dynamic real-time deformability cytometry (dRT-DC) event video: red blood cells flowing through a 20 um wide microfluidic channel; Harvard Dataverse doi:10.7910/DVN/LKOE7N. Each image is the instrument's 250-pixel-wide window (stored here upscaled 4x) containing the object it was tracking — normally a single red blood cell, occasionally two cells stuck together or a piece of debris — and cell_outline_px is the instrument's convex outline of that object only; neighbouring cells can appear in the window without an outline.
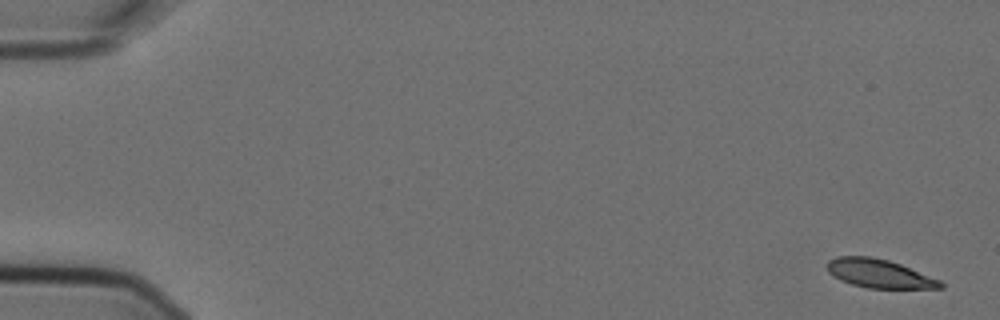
{"species": "Egyptian fruit bat (a non-hibernating species)", "species_latin": "Rousettus aegyptiacus", "temperature_condition": "cold", "stored_images_in_passage": 4, "camera_frame_rate_fps": 3000, "um_per_image_px": 0.085, "animal": {"sex": "female"}, "frame": {"image": 1, "passage_image": 1, "time_ms": 0.0, "image_size_px": [1000, 320], "cell_outline_px": [[944, 288], [868, 288], [852, 284], [840, 280], [828, 272], [828, 260], [836, 256], [872, 256], [888, 260], [900, 264], [940, 280], [944, 284]], "centroid_in_image_um": [74.72, 23.25], "position_along_channel_um": 10.3, "area_um2": 18.79}}